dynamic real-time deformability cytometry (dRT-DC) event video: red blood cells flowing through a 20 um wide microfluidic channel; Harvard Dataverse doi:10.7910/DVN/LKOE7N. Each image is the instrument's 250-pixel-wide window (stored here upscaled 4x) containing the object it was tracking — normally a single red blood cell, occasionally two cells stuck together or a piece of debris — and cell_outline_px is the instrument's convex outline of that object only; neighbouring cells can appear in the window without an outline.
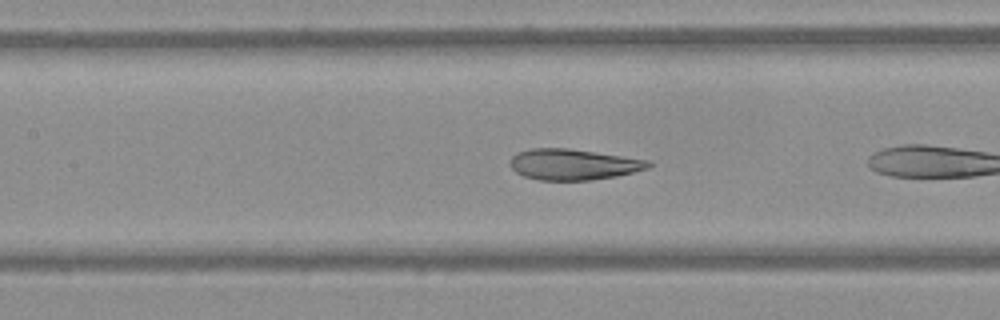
{"species": "Egyptian fruit bat (a non-hibernating species)", "species_latin": "Rousettus aegyptiacus", "temperature_condition": "warm", "stored_images_in_passage": 13, "camera_frame_rate_fps": 3000, "um_per_image_px": 0.085, "frame": {"image": 1, "passage_image": 8, "time_ms": 2.333, "image_size_px": [1000, 320], "cell_outline_px": [[652, 164], [648, 168], [616, 176], [592, 180], [540, 180], [524, 176], [516, 172], [508, 164], [508, 160], [516, 152], [532, 148], [568, 148], [648, 160]], "centroid_in_image_um": [48.67, 13.97], "position_along_channel_um": 158.7, "area_um2": 24.85}}